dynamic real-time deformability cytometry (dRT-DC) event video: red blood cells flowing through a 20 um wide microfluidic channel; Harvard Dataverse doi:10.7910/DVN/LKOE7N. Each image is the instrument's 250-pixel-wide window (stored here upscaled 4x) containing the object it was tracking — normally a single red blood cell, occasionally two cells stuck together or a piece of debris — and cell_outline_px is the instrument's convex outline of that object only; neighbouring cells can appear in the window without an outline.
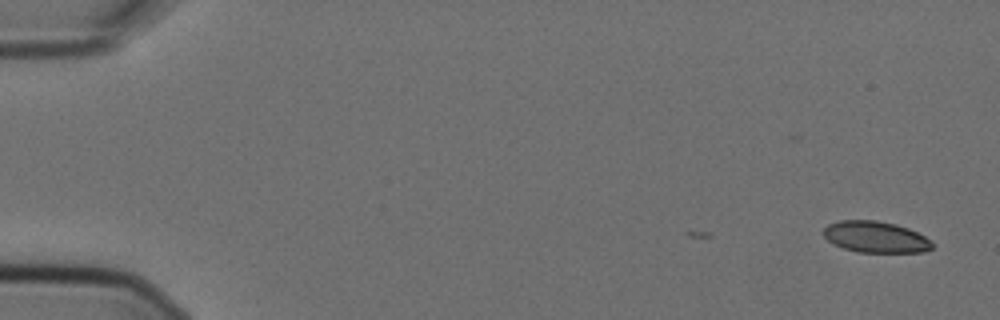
{"species": "Egyptian fruit bat (a non-hibernating species)", "species_latin": "Rousettus aegyptiacus", "temperature_condition": "cold", "stored_images_in_passage": 6, "camera_frame_rate_fps": 3000, "um_per_image_px": 0.085, "animal": {"sex": "female"}, "frame": {"image": 1, "passage_image": 1, "time_ms": 0.0, "image_size_px": [1000, 320], "cell_outline_px": [[936, 244], [932, 248], [924, 252], [856, 252], [832, 244], [820, 232], [828, 224], [840, 220], [876, 220], [896, 224], [908, 228], [932, 240]], "centroid_in_image_um": [74.42, 20.14], "position_along_channel_um": 10.6, "area_um2": 20.11}}